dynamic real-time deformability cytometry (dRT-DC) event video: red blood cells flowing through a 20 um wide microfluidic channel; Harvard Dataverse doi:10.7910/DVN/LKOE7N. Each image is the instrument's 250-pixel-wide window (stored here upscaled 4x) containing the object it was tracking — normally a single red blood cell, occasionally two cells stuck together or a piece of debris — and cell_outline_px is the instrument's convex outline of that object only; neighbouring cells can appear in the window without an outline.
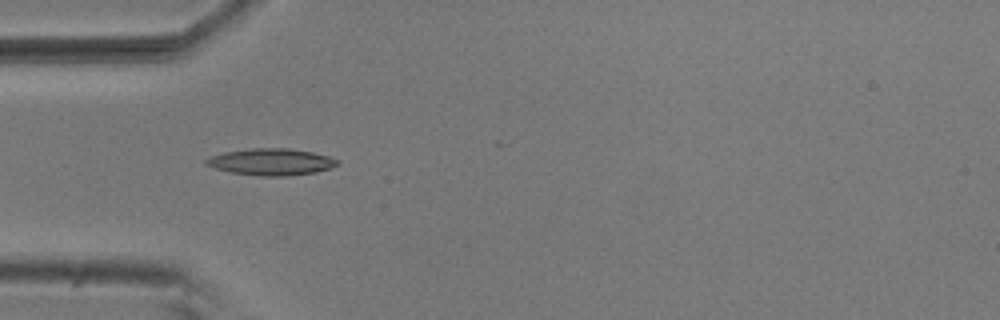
{"species": "common noctule bat (a hibernating species)", "species_latin": "Nyctalus noctula", "temperature_condition": "room temperature", "stored_images_in_passage": 6, "camera_frame_rate_fps": 3000, "um_per_image_px": 0.085, "animal": {"sex": "male", "body_mass_g": 20.5, "forearm_length_mm": 52.5}, "frame": {"image": 1, "passage_image": 5, "time_ms": 1.333, "image_size_px": [1000, 320], "cell_outline_px": [[340, 164], [316, 172], [288, 176], [260, 176], [232, 172], [216, 168], [204, 164], [204, 160], [212, 156], [224, 152], [252, 148], [288, 148], [312, 152], [328, 156], [340, 160]], "centroid_in_image_um": [23.07, 13.76], "position_along_channel_um": 61.9, "area_um2": 20.35}}
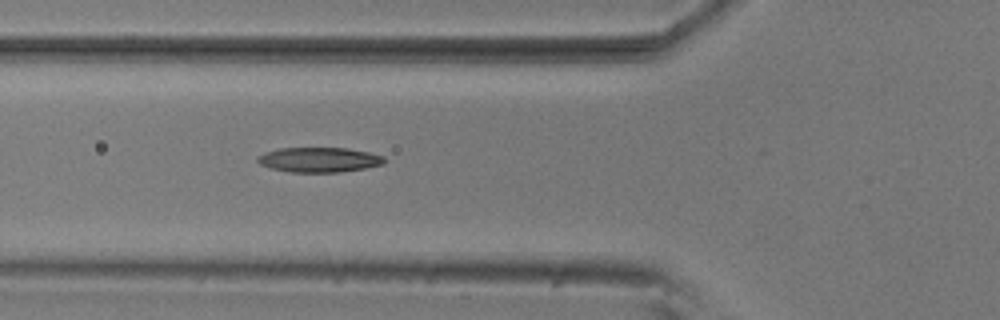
{"frame": {"image": 2, "passage_image": 6, "time_ms": 1.667, "image_size_px": [1000, 320], "cell_outline_px": [[384, 164], [364, 168], [340, 172], [288, 172], [272, 168], [260, 164], [256, 160], [256, 156], [264, 152], [280, 148], [344, 148], [368, 152], [384, 156]], "centroid_in_image_um": [27.09, 13.58], "position_along_channel_um": 98.7, "area_um2": 18.32}}